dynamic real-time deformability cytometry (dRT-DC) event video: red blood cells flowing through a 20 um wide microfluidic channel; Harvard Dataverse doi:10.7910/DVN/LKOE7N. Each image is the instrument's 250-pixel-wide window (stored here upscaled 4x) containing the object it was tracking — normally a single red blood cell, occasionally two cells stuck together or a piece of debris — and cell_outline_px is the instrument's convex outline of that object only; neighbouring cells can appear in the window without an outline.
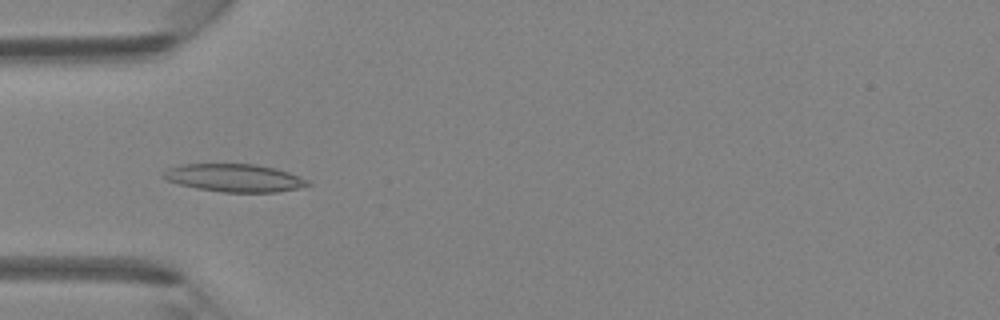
{"species": "Egyptian fruit bat (a non-hibernating species)", "species_latin": "Rousettus aegyptiacus", "temperature_condition": "room temperature", "stored_images_in_passage": 35, "camera_frame_rate_fps": 3000, "um_per_image_px": 0.085, "animal": {"sex": "female"}, "frame": {"image": 1, "passage_image": 4, "time_ms": 1.0, "image_size_px": [1000, 320], "cell_outline_px": [[312, 184], [296, 188], [276, 192], [224, 192], [196, 188], [180, 184], [168, 180], [160, 176], [168, 168], [184, 164], [256, 164], [276, 168], [288, 172], [308, 180]], "centroid_in_image_um": [19.92, 15.11], "position_along_channel_um": 65.1, "area_um2": 23.24}}
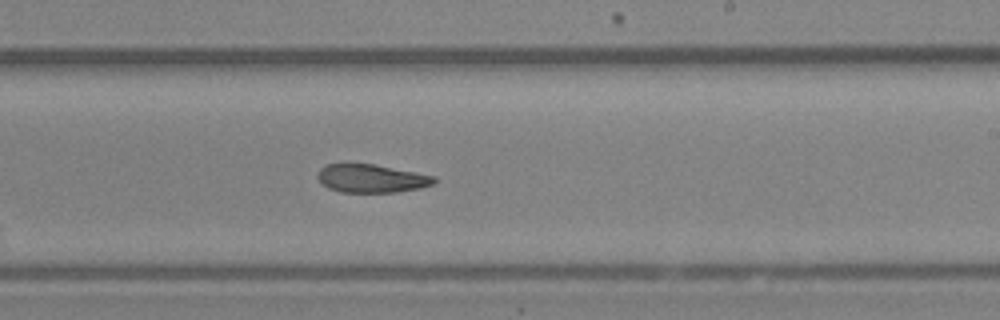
{"frame": {"image": 2, "passage_image": 17, "time_ms": 5.333, "image_size_px": [1000, 320], "cell_outline_px": [[436, 180], [432, 184], [420, 188], [396, 192], [340, 192], [328, 188], [316, 176], [320, 168], [324, 164], [372, 164], [416, 172], [436, 176]], "centroid_in_image_um": [31.56, 15.17], "position_along_channel_um": 257.4, "area_um2": 19.07}}
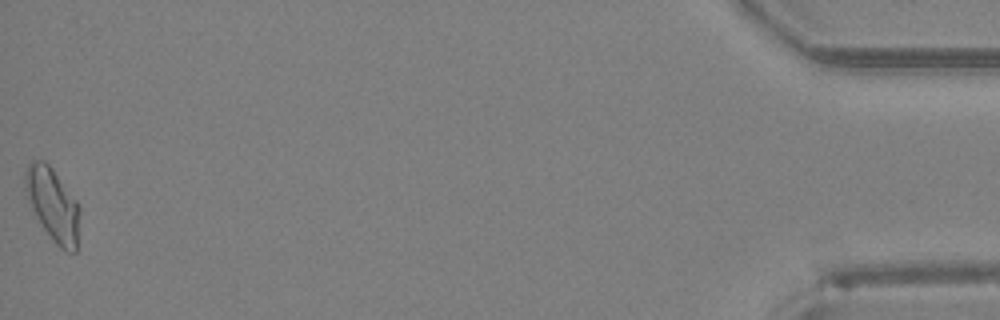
{"frame": {"image": 3, "passage_image": 35, "time_ms": 11.333, "image_size_px": [1000, 320], "cell_outline_px": [[80, 212], [76, 252], [64, 252], [52, 240], [36, 216], [28, 200], [24, 188], [24, 172], [28, 164], [32, 160], [44, 160], [52, 168], [76, 200], [80, 208]], "centroid_in_image_um": [4.48, 17.38], "position_along_channel_um": 430.7, "area_um2": 23.18}}